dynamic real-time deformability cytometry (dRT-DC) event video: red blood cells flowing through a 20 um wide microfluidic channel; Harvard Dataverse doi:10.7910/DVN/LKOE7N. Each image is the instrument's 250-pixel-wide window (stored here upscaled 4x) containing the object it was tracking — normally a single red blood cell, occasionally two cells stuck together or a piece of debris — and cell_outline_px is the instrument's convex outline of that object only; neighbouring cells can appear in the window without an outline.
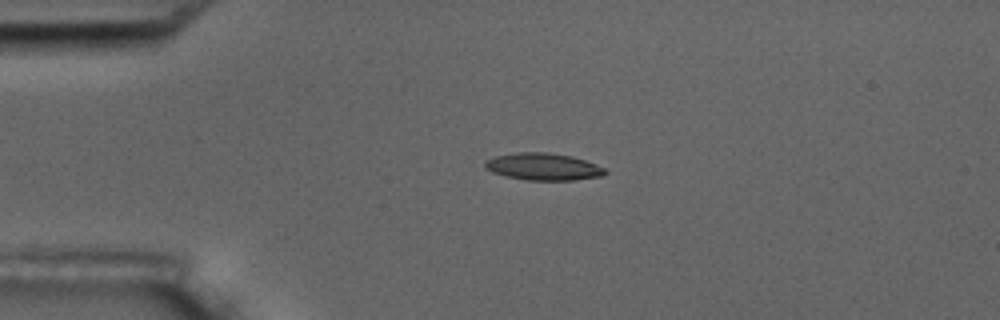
{"species": "common noctule bat (a hibernating species)", "species_latin": "Nyctalus noctula", "temperature_condition": "room temperature", "stored_images_in_passage": 4, "camera_frame_rate_fps": 3000, "um_per_image_px": 0.085, "animal": {"sex": "male", "body_mass_g": 17.5, "forearm_length_mm": 52.3}, "frame": {"image": 1, "passage_image": 3, "time_ms": 3.0, "image_size_px": [1000, 320], "cell_outline_px": [[608, 172], [604, 176], [572, 180], [528, 180], [508, 176], [492, 172], [484, 168], [484, 160], [496, 156], [516, 152], [548, 152], [572, 156], [596, 164], [604, 168]], "centroid_in_image_um": [46.18, 14.16], "position_along_channel_um": 38.8, "area_um2": 19.02}}